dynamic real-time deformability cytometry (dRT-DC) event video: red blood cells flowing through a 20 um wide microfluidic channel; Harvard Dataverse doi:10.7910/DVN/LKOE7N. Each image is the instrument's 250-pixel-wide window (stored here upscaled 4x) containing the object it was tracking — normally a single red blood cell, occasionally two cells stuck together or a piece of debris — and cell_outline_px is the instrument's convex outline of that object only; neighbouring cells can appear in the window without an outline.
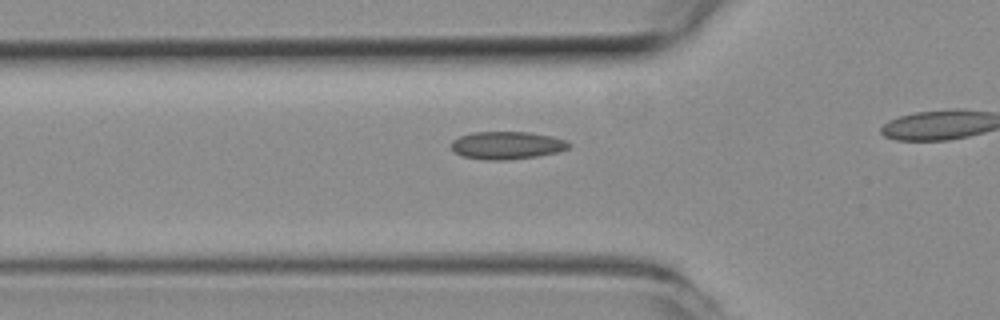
{"species": "common noctule bat (a hibernating species)", "species_latin": "Nyctalus noctula", "temperature_condition": "room temperature", "stored_images_in_passage": 19, "camera_frame_rate_fps": 3000, "um_per_image_px": 0.085, "animal": {"sex": "female", "body_mass_g": 19.3, "forearm_length_mm": 54.1}, "frame": {"image": 1, "passage_image": 11, "time_ms": 3.333, "image_size_px": [1000, 320], "cell_outline_px": [[572, 144], [568, 148], [556, 152], [536, 156], [508, 160], [484, 160], [460, 156], [452, 148], [452, 140], [460, 136], [472, 132], [528, 132], [552, 136], [568, 140]], "centroid_in_image_um": [43.09, 12.35], "position_along_channel_um": 82.7, "area_um2": 19.07}}
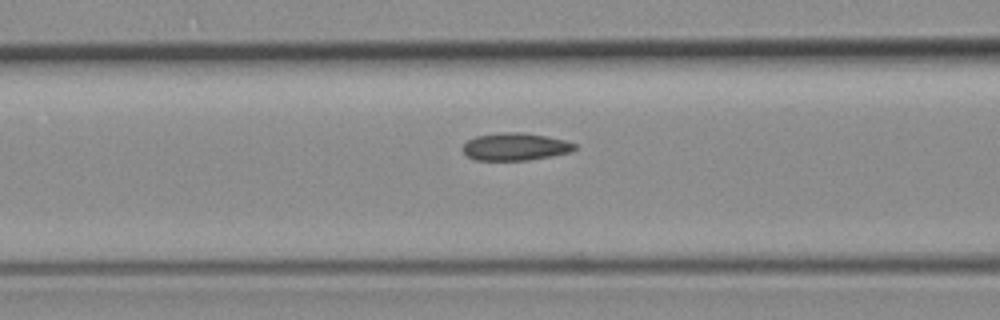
{"frame": {"image": 2, "passage_image": 14, "time_ms": 4.333, "image_size_px": [1000, 320], "cell_outline_px": [[576, 148], [572, 152], [552, 156], [528, 160], [476, 160], [468, 156], [460, 148], [468, 140], [476, 136], [500, 132], [524, 132], [548, 136], [564, 140], [576, 144]], "centroid_in_image_um": [43.8, 12.46], "position_along_channel_um": 122.8, "area_um2": 18.09}}